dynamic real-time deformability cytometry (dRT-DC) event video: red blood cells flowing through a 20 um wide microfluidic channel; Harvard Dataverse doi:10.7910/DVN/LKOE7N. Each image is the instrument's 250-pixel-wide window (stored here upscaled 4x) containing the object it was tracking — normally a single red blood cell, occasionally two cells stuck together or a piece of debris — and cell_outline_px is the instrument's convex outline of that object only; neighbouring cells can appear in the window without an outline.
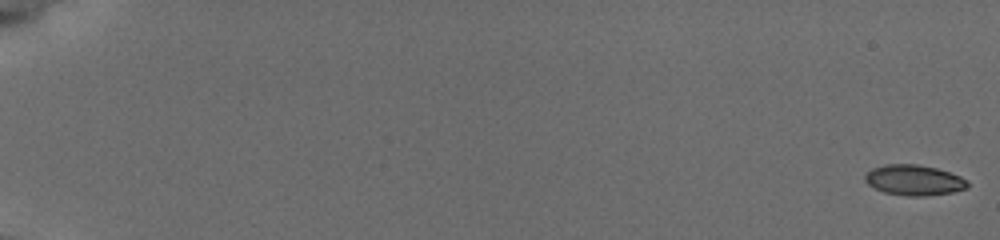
{"species": "common noctule bat (a hibernating species)", "species_latin": "Nyctalus noctula", "temperature_condition": "cold", "stored_images_in_passage": 36, "camera_frame_rate_fps": 3000, "um_per_image_px": 0.085, "animal": {"sex": "female", "body_mass_g": 19.5, "forearm_length_mm": 54.1}, "frame": {"image": 1, "passage_image": 1, "time_ms": 0.0, "image_size_px": [1000, 240], "cell_outline_px": [[968, 184], [964, 188], [952, 192], [924, 196], [908, 196], [884, 192], [868, 184], [864, 180], [864, 176], [872, 168], [884, 164], [916, 164], [936, 168], [960, 176], [968, 180]], "centroid_in_image_um": [77.67, 15.3], "position_along_channel_um": 7.3, "area_um2": 18.03}}
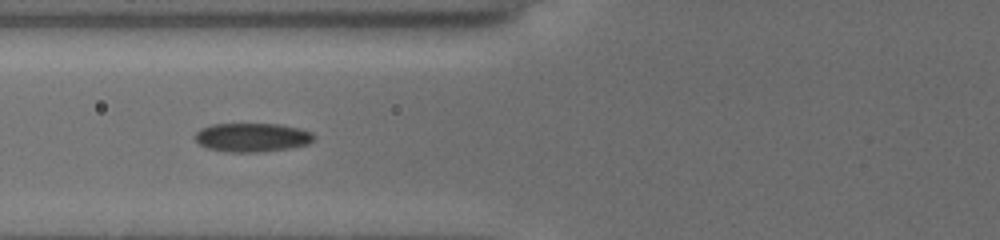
{"frame": {"image": 2, "passage_image": 27, "time_ms": 8.0, "image_size_px": [1000, 240], "cell_outline_px": [[312, 140], [308, 144], [288, 148], [260, 152], [224, 152], [208, 148], [200, 144], [196, 140], [196, 132], [200, 128], [212, 124], [280, 124], [300, 128], [312, 132]], "centroid_in_image_um": [21.41, 11.67], "position_along_channel_um": 104.4, "area_um2": 19.88}}
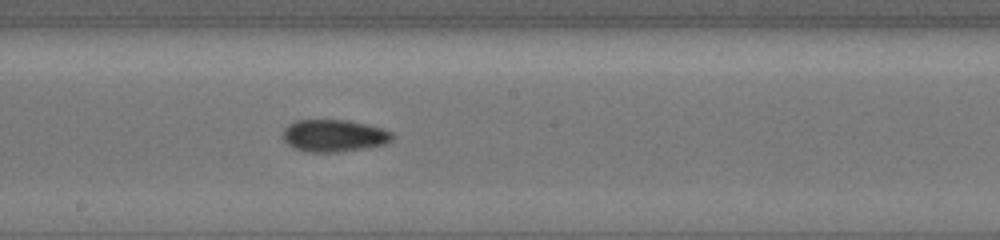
{"frame": {"image": 3, "passage_image": 36, "time_ms": 11.0, "image_size_px": [1000, 240], "cell_outline_px": [[392, 140], [384, 144], [364, 148], [340, 152], [308, 152], [292, 148], [284, 140], [284, 128], [288, 124], [296, 120], [348, 120], [380, 128], [392, 132]], "centroid_in_image_um": [28.35, 11.54], "position_along_channel_um": 219.8, "area_um2": 20.4}}